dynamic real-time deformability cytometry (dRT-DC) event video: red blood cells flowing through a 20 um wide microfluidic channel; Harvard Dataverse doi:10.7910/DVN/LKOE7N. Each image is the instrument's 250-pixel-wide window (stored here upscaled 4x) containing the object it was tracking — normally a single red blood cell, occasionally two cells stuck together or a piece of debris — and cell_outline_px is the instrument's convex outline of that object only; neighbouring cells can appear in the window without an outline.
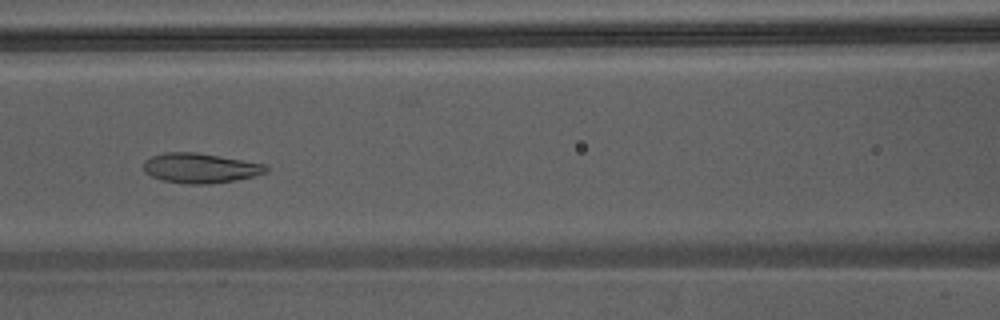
{"species": "Egyptian fruit bat (a non-hibernating species)", "species_latin": "Rousettus aegyptiacus", "temperature_condition": "warm", "stored_images_in_passage": 48, "camera_frame_rate_fps": 3000, "um_per_image_px": 0.085, "animal": {"sex": "male"}, "frame": {"image": 1, "passage_image": 23, "time_ms": 7.333, "image_size_px": [1000, 320], "cell_outline_px": [[268, 172], [236, 180], [208, 184], [184, 184], [164, 180], [152, 176], [144, 172], [144, 160], [152, 156], [164, 152], [196, 152], [268, 164]], "centroid_in_image_um": [17.04, 14.28], "position_along_channel_um": 149.6, "area_um2": 21.39}}
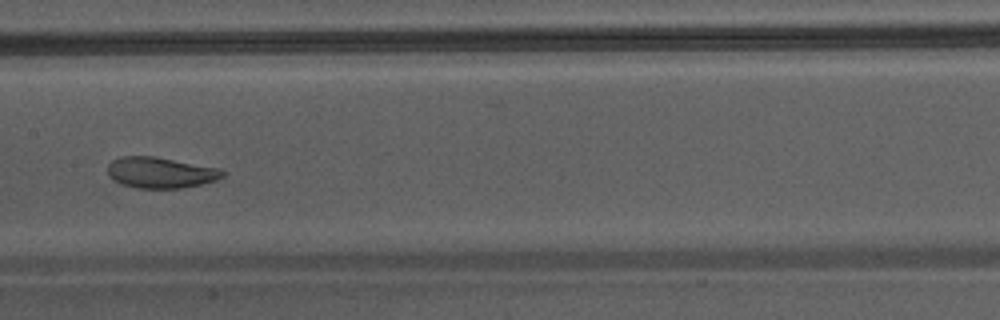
{"frame": {"image": 2, "passage_image": 26, "time_ms": 8.333, "image_size_px": [1000, 320], "cell_outline_px": [[228, 172], [224, 176], [216, 180], [200, 184], [180, 188], [136, 188], [112, 180], [108, 176], [108, 164], [112, 160], [120, 156], [156, 156], [220, 168]], "centroid_in_image_um": [13.66, 14.66], "position_along_channel_um": 193.7, "area_um2": 20.92}}
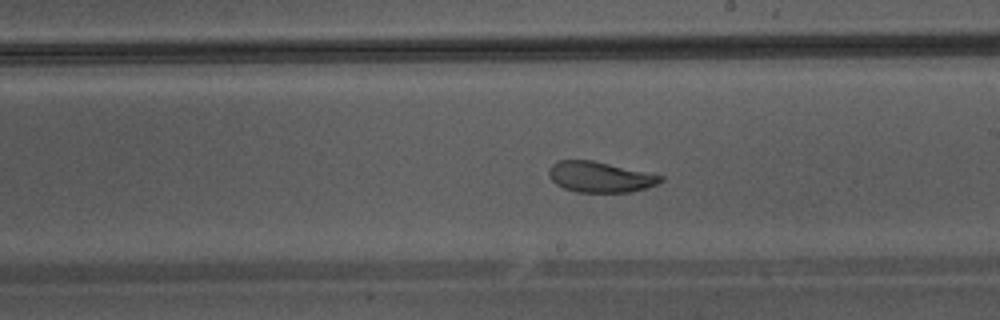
{"frame": {"image": 3, "passage_image": 29, "time_ms": 9.333, "image_size_px": [1000, 320], "cell_outline_px": [[664, 180], [660, 184], [648, 188], [632, 192], [576, 192], [564, 188], [556, 184], [552, 180], [548, 172], [552, 164], [560, 160], [592, 160], [664, 176]], "centroid_in_image_um": [51.05, 15.05], "position_along_channel_um": 238.0, "area_um2": 20.0}}